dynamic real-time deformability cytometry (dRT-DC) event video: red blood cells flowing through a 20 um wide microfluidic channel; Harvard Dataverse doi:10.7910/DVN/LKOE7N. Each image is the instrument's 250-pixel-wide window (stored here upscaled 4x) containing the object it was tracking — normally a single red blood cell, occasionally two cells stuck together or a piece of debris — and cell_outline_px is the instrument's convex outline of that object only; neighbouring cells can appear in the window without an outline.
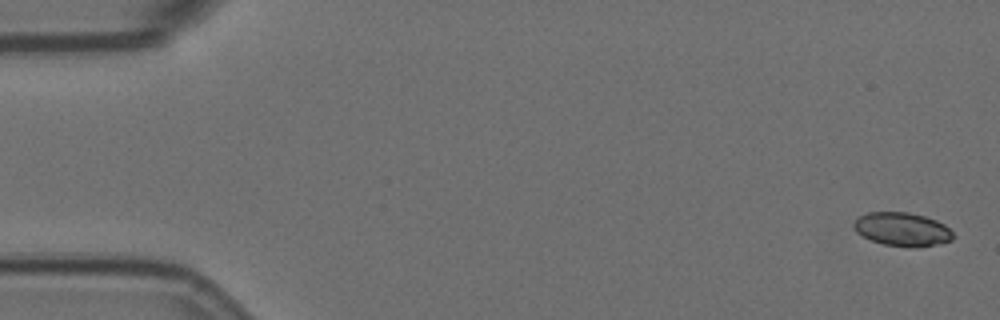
{"species": "Egyptian fruit bat (a non-hibernating species)", "species_latin": "Rousettus aegyptiacus", "temperature_condition": "room temperature", "stored_images_in_passage": 5, "camera_frame_rate_fps": 3000, "um_per_image_px": 0.085, "animal": {"sex": "female"}, "frame": {"image": 1, "passage_image": 1, "time_ms": 0.0, "image_size_px": [1000, 320], "cell_outline_px": [[952, 240], [940, 244], [916, 248], [912, 248], [884, 244], [872, 240], [856, 232], [852, 224], [860, 216], [868, 212], [908, 212], [924, 216], [936, 220], [944, 224], [952, 232]], "centroid_in_image_um": [76.7, 19.5], "position_along_channel_um": 8.3, "area_um2": 19.42}}
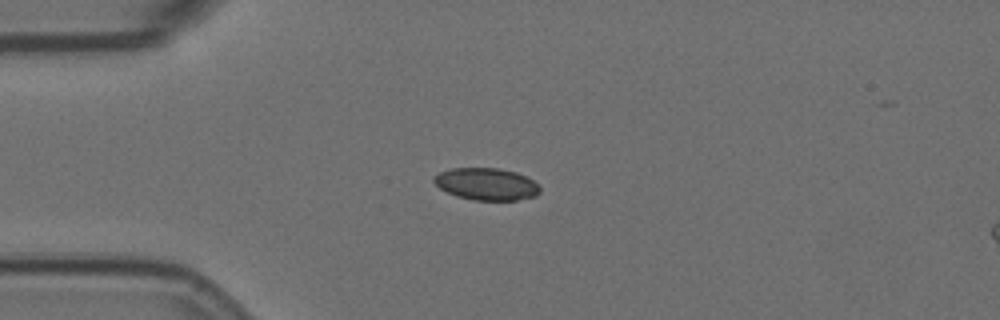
{"frame": {"image": 2, "passage_image": 5, "time_ms": 1.333, "image_size_px": [1000, 320], "cell_outline_px": [[540, 192], [536, 196], [516, 200], [472, 200], [456, 196], [440, 188], [432, 180], [440, 172], [452, 168], [496, 168], [516, 172], [532, 180], [540, 188]], "centroid_in_image_um": [41.35, 15.65], "position_along_channel_um": 43.7, "area_um2": 19.65}}